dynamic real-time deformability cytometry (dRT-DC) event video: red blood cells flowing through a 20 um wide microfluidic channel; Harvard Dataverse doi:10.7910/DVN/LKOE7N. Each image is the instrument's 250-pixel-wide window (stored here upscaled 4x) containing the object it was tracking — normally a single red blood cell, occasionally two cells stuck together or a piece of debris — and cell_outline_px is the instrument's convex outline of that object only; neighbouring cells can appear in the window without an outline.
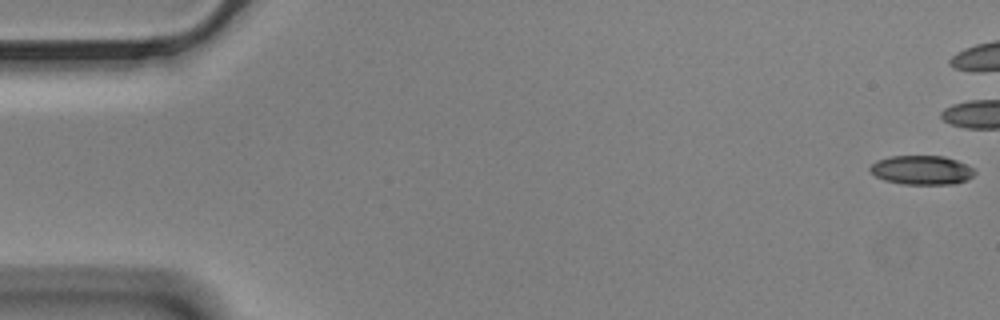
{"species": "Egyptian fruit bat (a non-hibernating species)", "species_latin": "Rousettus aegyptiacus", "temperature_condition": "cold", "stored_images_in_passage": 17, "camera_frame_rate_fps": 3000, "um_per_image_px": 0.085, "animal": {"sex": "male"}, "frame": {"image": 1, "passage_image": 1, "time_ms": 0.0, "image_size_px": [1000, 320], "cell_outline_px": [[976, 172], [968, 180], [956, 184], [900, 184], [884, 180], [876, 176], [868, 168], [876, 160], [888, 156], [944, 156], [956, 160], [972, 168]], "centroid_in_image_um": [78.33, 14.46], "position_along_channel_um": 6.7, "area_um2": 17.8}}